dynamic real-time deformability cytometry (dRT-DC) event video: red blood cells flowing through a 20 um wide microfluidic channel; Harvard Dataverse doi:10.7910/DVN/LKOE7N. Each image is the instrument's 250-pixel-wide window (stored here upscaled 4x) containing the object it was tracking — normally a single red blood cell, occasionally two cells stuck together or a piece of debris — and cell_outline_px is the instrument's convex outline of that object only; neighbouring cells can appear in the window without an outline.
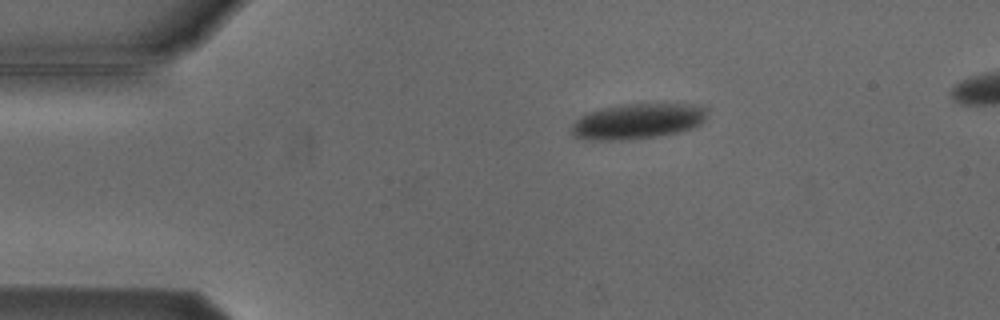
{"species": "Egyptian fruit bat (a non-hibernating species)", "species_latin": "Rousettus aegyptiacus", "temperature_condition": "cold", "stored_images_in_passage": 5, "camera_frame_rate_fps": 3000, "um_per_image_px": 0.085, "animal": {"sex": "male"}, "frame": {"image": 1, "passage_image": 1, "time_ms": 0.0, "image_size_px": [1000, 320], "cell_outline_px": [[708, 116], [700, 124], [692, 128], [680, 132], [660, 136], [624, 140], [592, 140], [572, 136], [568, 128], [580, 116], [588, 112], [600, 108], [624, 104], [704, 104], [708, 108]], "centroid_in_image_um": [54.22, 10.3], "position_along_channel_um": 30.8, "area_um2": 28.61}}
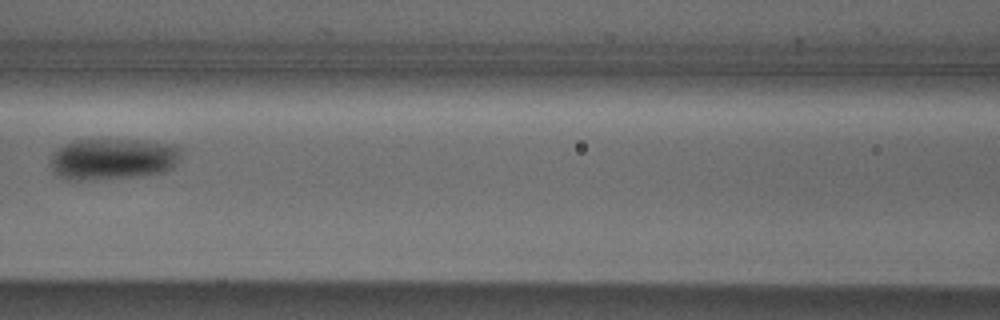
{"frame": {"image": 2, "passage_image": 4, "time_ms": 4.667, "image_size_px": [1000, 320], "cell_outline_px": [[180, 152], [172, 168], [164, 172], [136, 176], [88, 180], [68, 180], [56, 176], [52, 168], [52, 156], [64, 144], [72, 140], [136, 140], [172, 144], [180, 148]], "centroid_in_image_um": [9.56, 13.52], "position_along_channel_um": 157.0, "area_um2": 31.1}}
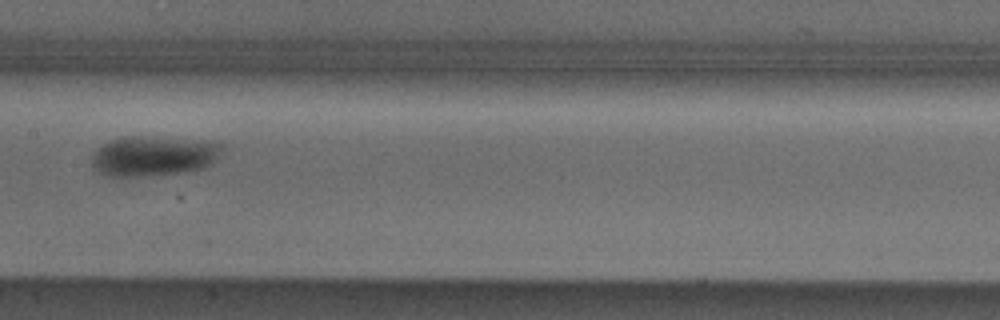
{"frame": {"image": 3, "passage_image": 5, "time_ms": 5.667, "image_size_px": [1000, 320], "cell_outline_px": [[224, 144], [212, 164], [204, 168], [184, 172], [148, 176], [108, 176], [96, 172], [92, 168], [92, 156], [96, 148], [112, 140], [124, 136], [136, 136], [212, 140]], "centroid_in_image_um": [13.05, 13.25], "position_along_channel_um": 194.4, "area_um2": 30.75}}